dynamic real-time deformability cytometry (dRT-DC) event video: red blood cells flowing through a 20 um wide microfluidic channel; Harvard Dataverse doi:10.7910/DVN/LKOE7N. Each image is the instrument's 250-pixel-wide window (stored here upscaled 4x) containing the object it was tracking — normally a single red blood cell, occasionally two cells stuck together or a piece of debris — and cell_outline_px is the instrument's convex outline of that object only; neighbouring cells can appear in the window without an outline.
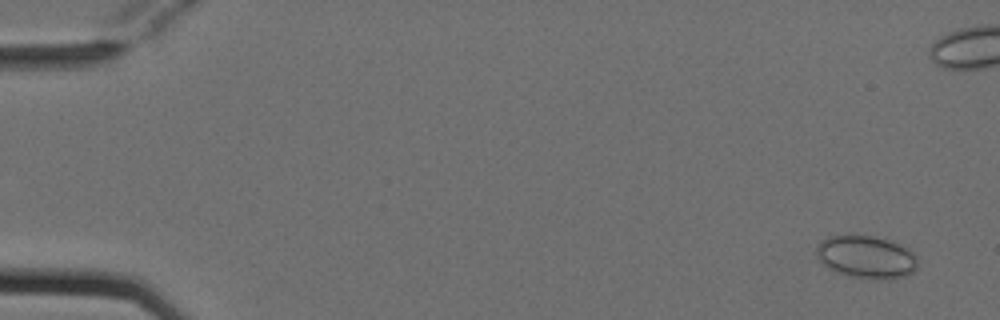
{"species": "Egyptian fruit bat (a non-hibernating species)", "species_latin": "Rousettus aegyptiacus", "temperature_condition": "cold", "stored_images_in_passage": 5, "camera_frame_rate_fps": 3000, "um_per_image_px": 0.085, "animal": {"sex": "female"}, "frame": {"image": 1, "passage_image": 1, "time_ms": 0.0, "image_size_px": [1000, 320], "cell_outline_px": [[916, 268], [912, 272], [904, 276], [880, 280], [848, 276], [828, 268], [816, 256], [816, 248], [828, 236], [848, 232], [856, 232], [888, 240], [912, 252], [916, 256]], "centroid_in_image_um": [73.57, 21.81], "position_along_channel_um": 11.4, "area_um2": 25.37}}